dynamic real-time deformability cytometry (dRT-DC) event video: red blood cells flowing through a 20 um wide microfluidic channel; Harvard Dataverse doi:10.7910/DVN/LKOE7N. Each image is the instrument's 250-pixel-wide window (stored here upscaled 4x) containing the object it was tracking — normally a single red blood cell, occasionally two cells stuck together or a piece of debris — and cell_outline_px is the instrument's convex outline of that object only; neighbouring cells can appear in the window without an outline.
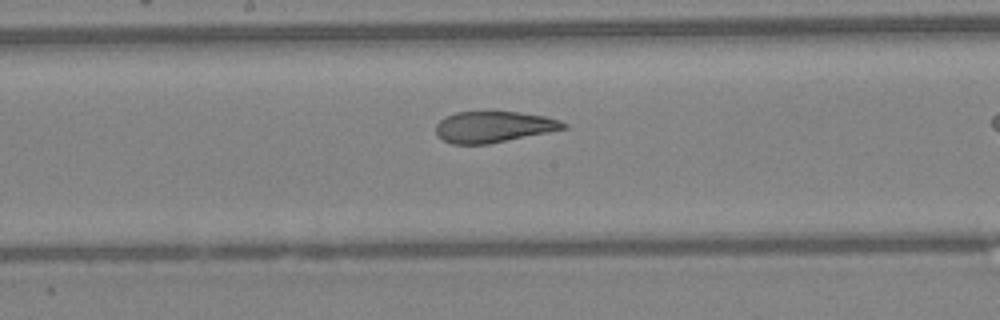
{"species": "Egyptian fruit bat (a non-hibernating species)", "species_latin": "Rousettus aegyptiacus", "temperature_condition": "warm", "stored_images_in_passage": 31, "camera_frame_rate_fps": 3000, "um_per_image_px": 0.085, "animal": {"sex": "female"}, "frame": {"image": 1, "passage_image": 18, "time_ms": 5.667, "image_size_px": [1000, 320], "cell_outline_px": [[568, 128], [488, 144], [452, 144], [436, 136], [436, 124], [440, 120], [456, 112], [520, 112], [544, 116], [560, 120], [568, 124]], "centroid_in_image_um": [41.96, 10.78], "position_along_channel_um": 206.2, "area_um2": 23.06}}
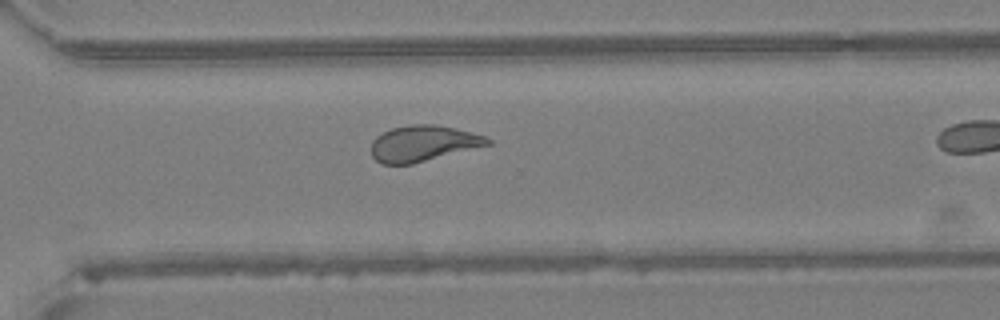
{"frame": {"image": 2, "passage_image": 27, "time_ms": 8.667, "image_size_px": [1000, 320], "cell_outline_px": [[492, 144], [412, 164], [384, 164], [376, 160], [372, 156], [372, 140], [376, 136], [392, 128], [408, 124], [436, 124], [456, 128], [484, 136], [492, 140]], "centroid_in_image_um": [35.97, 12.18], "position_along_channel_um": 334.6, "area_um2": 24.33}}